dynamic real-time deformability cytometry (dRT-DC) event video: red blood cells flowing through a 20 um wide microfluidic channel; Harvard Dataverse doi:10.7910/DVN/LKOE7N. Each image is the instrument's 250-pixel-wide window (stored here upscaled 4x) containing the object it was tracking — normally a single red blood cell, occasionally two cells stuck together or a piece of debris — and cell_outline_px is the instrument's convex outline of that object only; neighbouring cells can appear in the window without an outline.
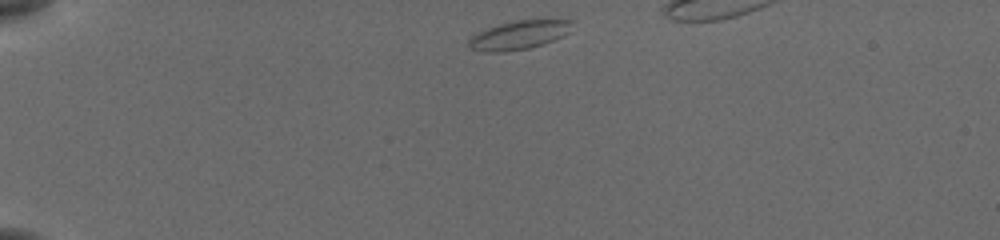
{"species": "common noctule bat (a hibernating species)", "species_latin": "Nyctalus noctula", "temperature_condition": "cold", "stored_images_in_passage": 37, "camera_frame_rate_fps": 3000, "um_per_image_px": 0.085, "animal": {"sex": "female", "body_mass_g": 19.5, "forearm_length_mm": 54.1}, "frame": {"image": 1, "passage_image": 1, "time_ms": 0.0, "image_size_px": [1000, 240], "cell_outline_px": [[572, 20], [568, 32], [564, 36], [544, 44], [528, 48], [504, 52], [484, 52], [468, 48], [468, 40], [472, 36], [488, 28], [500, 24], [516, 20]], "centroid_in_image_um": [44.08, 3.0], "position_along_channel_um": 40.9, "area_um2": 17.11}}
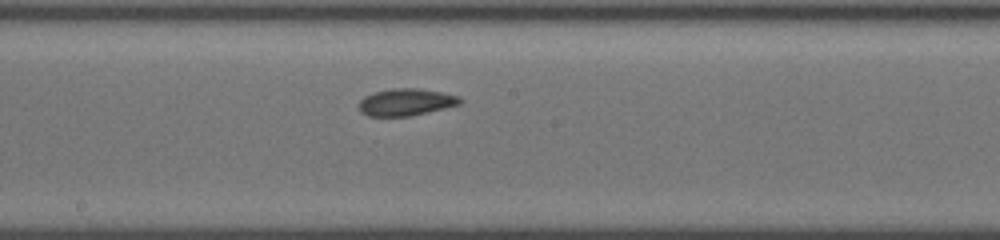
{"frame": {"image": 2, "passage_image": 19, "time_ms": 6.0, "image_size_px": [1000, 240], "cell_outline_px": [[464, 100], [460, 104], [428, 112], [408, 116], [368, 116], [360, 112], [360, 100], [364, 96], [372, 92], [392, 88], [416, 88], [440, 92], [460, 96]], "centroid_in_image_um": [34.5, 8.67], "position_along_channel_um": 213.7, "area_um2": 15.95}}
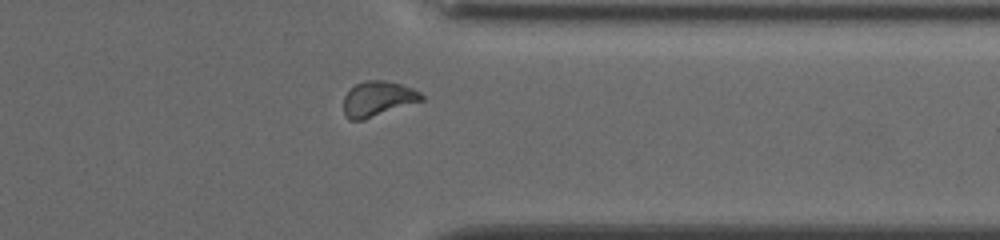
{"frame": {"image": 3, "passage_image": 32, "time_ms": 10.333, "image_size_px": [1000, 240], "cell_outline_px": [[424, 100], [364, 120], [348, 120], [344, 116], [344, 96], [356, 84], [364, 80], [384, 80], [400, 84], [412, 88], [420, 92], [424, 96]], "centroid_in_image_um": [32.11, 8.41], "position_along_channel_um": 379.3, "area_um2": 16.01}}